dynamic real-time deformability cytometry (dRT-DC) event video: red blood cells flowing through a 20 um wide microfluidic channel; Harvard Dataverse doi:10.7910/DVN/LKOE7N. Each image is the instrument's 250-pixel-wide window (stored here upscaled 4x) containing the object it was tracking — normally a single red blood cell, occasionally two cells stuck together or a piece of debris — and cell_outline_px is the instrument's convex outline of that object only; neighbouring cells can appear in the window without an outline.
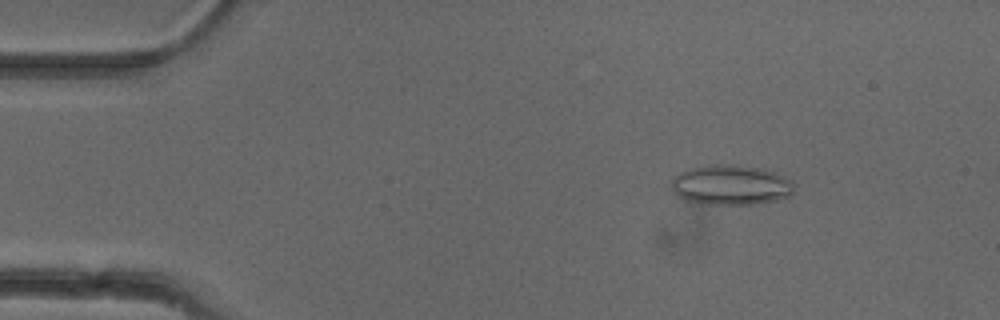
{"species": "common noctule bat (a hibernating species)", "species_latin": "Nyctalus noctula", "temperature_condition": "cold", "stored_images_in_passage": 51, "camera_frame_rate_fps": 3000, "um_per_image_px": 0.085, "animal": {"sex": "female"}, "frame": {"image": 1, "passage_image": 7, "time_ms": 2.0, "image_size_px": [1000, 320], "cell_outline_px": [[792, 192], [788, 196], [776, 200], [752, 204], [708, 204], [684, 200], [676, 196], [672, 184], [672, 180], [680, 172], [692, 168], [716, 164], [732, 164], [764, 168], [776, 172], [788, 180], [792, 184]], "centroid_in_image_um": [62.1, 15.72], "position_along_channel_um": 22.9, "area_um2": 28.32}}
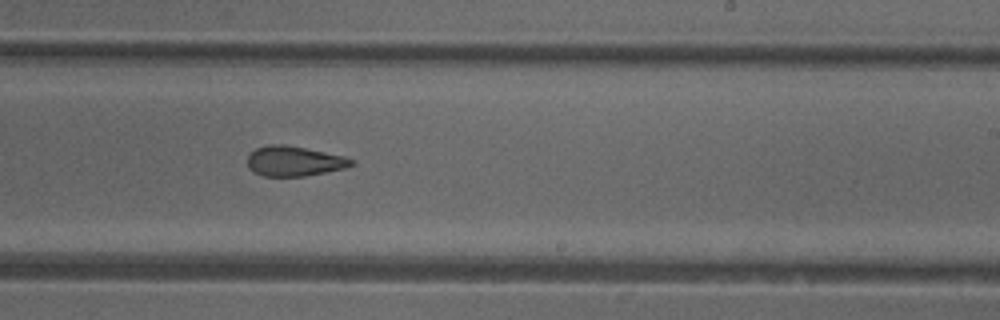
{"frame": {"image": 2, "passage_image": 31, "time_ms": 10.0, "image_size_px": [1000, 320], "cell_outline_px": [[356, 164], [348, 168], [304, 176], [264, 176], [252, 172], [248, 168], [248, 156], [256, 148], [272, 144], [284, 144], [344, 156], [352, 160]], "centroid_in_image_um": [25.01, 13.71], "position_along_channel_um": 264.0, "area_um2": 18.15}}
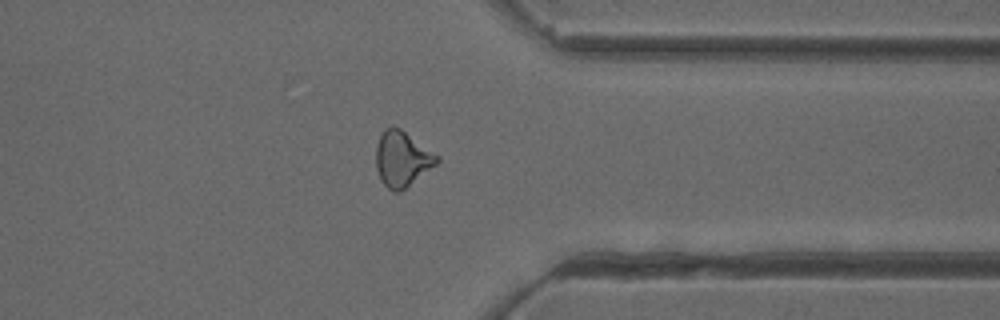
{"frame": {"image": 3, "passage_image": 40, "time_ms": 13.0, "image_size_px": [1000, 320], "cell_outline_px": [[440, 160], [436, 164], [400, 192], [392, 192], [380, 180], [376, 168], [376, 144], [384, 128], [392, 124], [400, 128], [440, 156]], "centroid_in_image_um": [34.16, 13.48], "position_along_channel_um": 377.2, "area_um2": 19.77}, "authors_computed_cell_mechanics": {"area_um2": 19.7676, "velocity_mm_per_s": 3.9752, "shape_relaxation_time_tau1_ms": null, "shape_relaxation_time_tau2_ms": 2.6586, "deformation_change_tau1": null, "deformation_change_tau2": 0.1015}}